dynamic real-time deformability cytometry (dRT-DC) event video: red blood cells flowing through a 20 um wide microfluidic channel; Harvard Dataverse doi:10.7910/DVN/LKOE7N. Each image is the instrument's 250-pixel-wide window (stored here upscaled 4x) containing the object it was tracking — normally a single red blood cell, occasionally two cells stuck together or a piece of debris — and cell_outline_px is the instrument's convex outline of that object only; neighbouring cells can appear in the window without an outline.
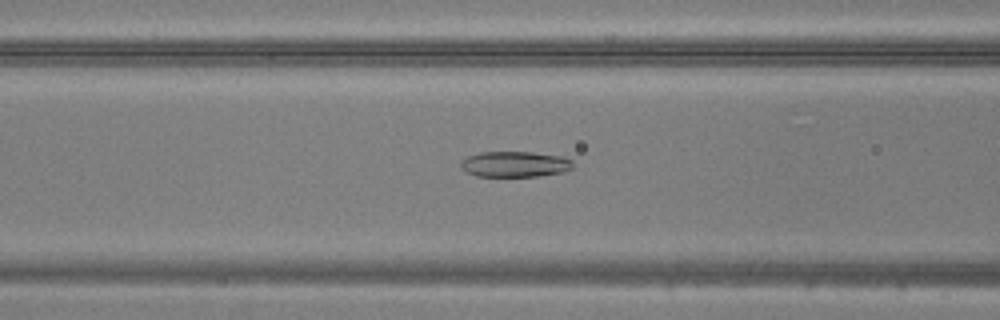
{"species": "common noctule bat (a hibernating species)", "species_latin": "Nyctalus noctula", "temperature_condition": "warm", "stored_images_in_passage": 49, "camera_frame_rate_fps": 3000, "um_per_image_px": 0.085, "animal": {"sex": "male", "body_mass_g": 20.5, "forearm_length_mm": 52.5}, "frame": {"image": 1, "passage_image": 20, "time_ms": 6.333, "image_size_px": [1000, 320], "cell_outline_px": [[572, 168], [564, 172], [536, 176], [476, 176], [468, 172], [460, 164], [460, 160], [468, 156], [480, 152], [532, 152], [564, 156], [572, 160]], "centroid_in_image_um": [43.79, 13.94], "position_along_channel_um": 122.8, "area_um2": 16.76}}
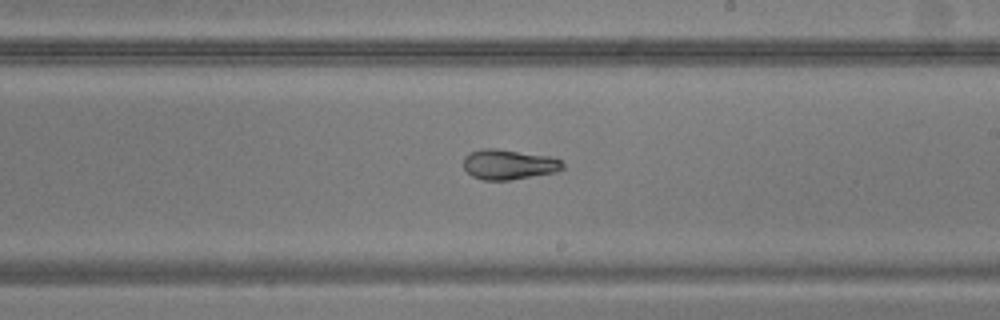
{"frame": {"image": 2, "passage_image": 29, "time_ms": 9.333, "image_size_px": [1000, 320], "cell_outline_px": [[564, 168], [556, 172], [512, 180], [484, 180], [472, 176], [464, 168], [464, 156], [472, 152], [484, 148], [496, 148], [552, 156], [560, 160], [564, 164]], "centroid_in_image_um": [43.27, 13.98], "position_along_channel_um": 245.7, "area_um2": 17.51}}
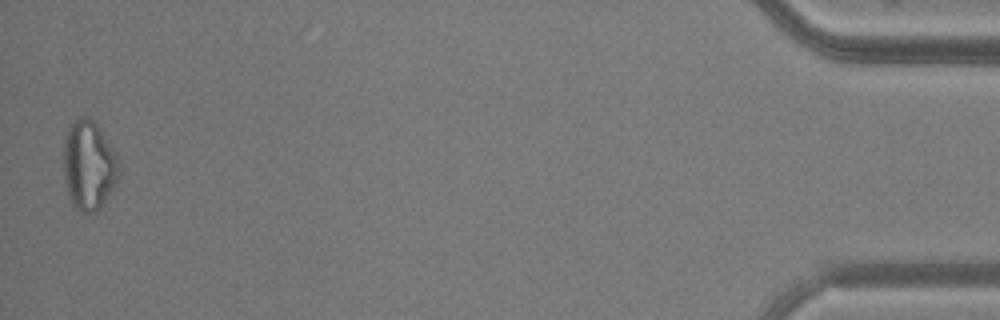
{"frame": {"image": 3, "passage_image": 49, "time_ms": 16.0, "image_size_px": [1000, 320], "cell_outline_px": [[120, 172], [116, 184], [100, 208], [96, 212], [80, 212], [72, 204], [68, 196], [64, 176], [64, 140], [68, 124], [80, 116], [88, 116], [100, 128], [108, 140], [120, 160]], "centroid_in_image_um": [7.56, 14.03], "position_along_channel_um": 427.6, "area_um2": 29.3}}